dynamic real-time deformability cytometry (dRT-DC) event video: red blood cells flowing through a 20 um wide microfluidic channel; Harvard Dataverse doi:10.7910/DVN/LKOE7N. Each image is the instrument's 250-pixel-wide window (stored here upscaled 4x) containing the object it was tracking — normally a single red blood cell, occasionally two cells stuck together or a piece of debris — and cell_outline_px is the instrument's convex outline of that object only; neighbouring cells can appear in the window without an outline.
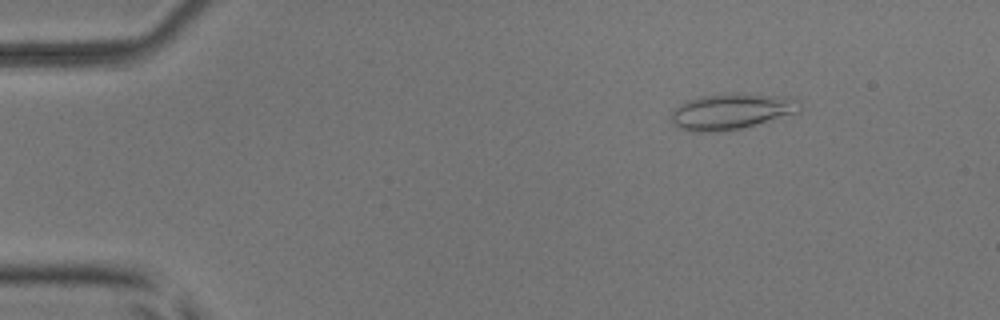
{"species": "common noctule bat (a hibernating species)", "species_latin": "Nyctalus noctula", "temperature_condition": "room temperature", "stored_images_in_passage": 6, "camera_frame_rate_fps": 3000, "um_per_image_px": 0.085, "animal": {"sex": "male", "body_mass_g": 17.9, "forearm_length_mm": 54.2}, "frame": {"image": 1, "passage_image": 2, "time_ms": 0.333, "image_size_px": [1000, 320], "cell_outline_px": [[800, 112], [744, 128], [716, 132], [692, 132], [680, 128], [672, 120], [672, 112], [680, 104], [688, 100], [700, 96], [736, 92], [788, 96], [800, 100]], "centroid_in_image_um": [62.24, 9.46], "position_along_channel_um": 22.8, "area_um2": 27.28}}
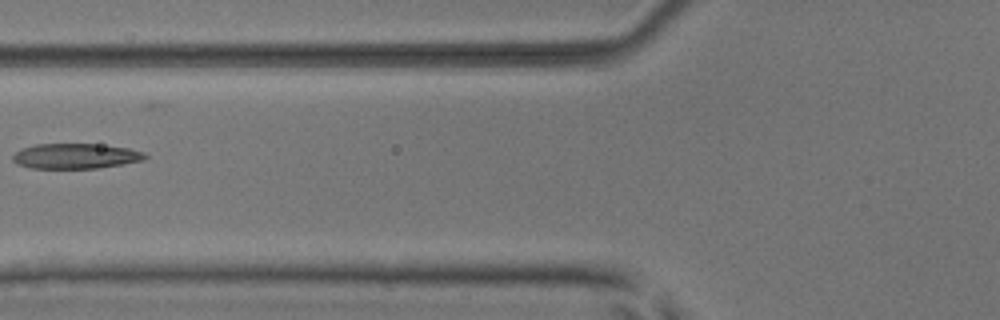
{"frame": {"image": 2, "passage_image": 6, "time_ms": 1.667, "image_size_px": [1000, 320], "cell_outline_px": [[148, 156], [144, 160], [124, 164], [100, 168], [32, 168], [16, 164], [12, 160], [12, 156], [20, 148], [36, 144], [96, 144], [128, 148], [144, 152]], "centroid_in_image_um": [6.42, 13.27], "position_along_channel_um": 119.4, "area_um2": 19.54}}